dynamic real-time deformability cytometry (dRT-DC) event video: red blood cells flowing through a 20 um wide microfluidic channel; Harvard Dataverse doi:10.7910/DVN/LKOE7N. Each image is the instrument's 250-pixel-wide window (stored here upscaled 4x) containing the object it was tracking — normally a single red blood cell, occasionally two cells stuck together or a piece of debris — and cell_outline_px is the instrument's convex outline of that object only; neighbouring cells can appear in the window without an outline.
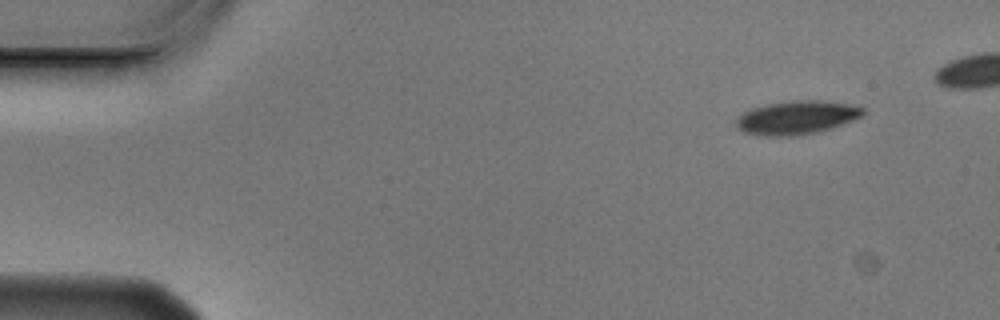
{"species": "Egyptian fruit bat (a non-hibernating species)", "species_latin": "Rousettus aegyptiacus", "temperature_condition": "cold", "stored_images_in_passage": 5, "camera_frame_rate_fps": 3000, "um_per_image_px": 0.085, "animal": {"sex": "male"}, "frame": {"image": 1, "passage_image": 1, "time_ms": 0.0, "image_size_px": [1000, 320], "cell_outline_px": [[864, 116], [816, 132], [796, 136], [760, 136], [744, 132], [736, 128], [736, 120], [744, 112], [752, 108], [768, 104], [792, 100], [824, 100], [852, 104], [864, 108]], "centroid_in_image_um": [67.71, 9.99], "position_along_channel_um": 17.3, "area_um2": 24.8}}